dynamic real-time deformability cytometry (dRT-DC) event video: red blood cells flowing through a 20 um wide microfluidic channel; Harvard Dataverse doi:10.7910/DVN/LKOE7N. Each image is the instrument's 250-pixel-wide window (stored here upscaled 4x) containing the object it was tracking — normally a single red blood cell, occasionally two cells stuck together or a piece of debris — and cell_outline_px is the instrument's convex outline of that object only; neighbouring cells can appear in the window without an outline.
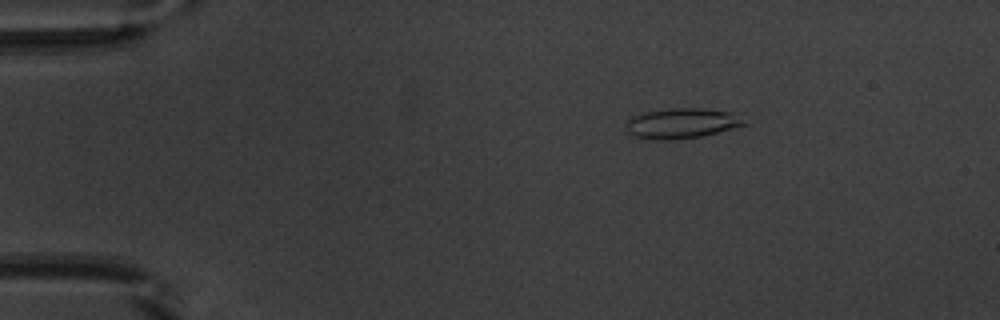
{"species": "common noctule bat (a hibernating species)", "species_latin": "Nyctalus noctula", "temperature_condition": "warm", "stored_images_in_passage": 44, "camera_frame_rate_fps": 3000, "um_per_image_px": 0.085, "animal": {"sex": "male", "body_mass_g": 20.1, "forearm_length_mm": 53.5}, "frame": {"image": 1, "passage_image": 1, "time_ms": 0.0, "image_size_px": [1000, 320], "cell_outline_px": [[748, 124], [700, 136], [664, 140], [656, 140], [636, 136], [628, 132], [628, 120], [632, 116], [644, 112], [672, 108], [700, 108], [732, 112]], "centroid_in_image_um": [57.94, 10.47], "position_along_channel_um": 27.1, "area_um2": 20.29}}
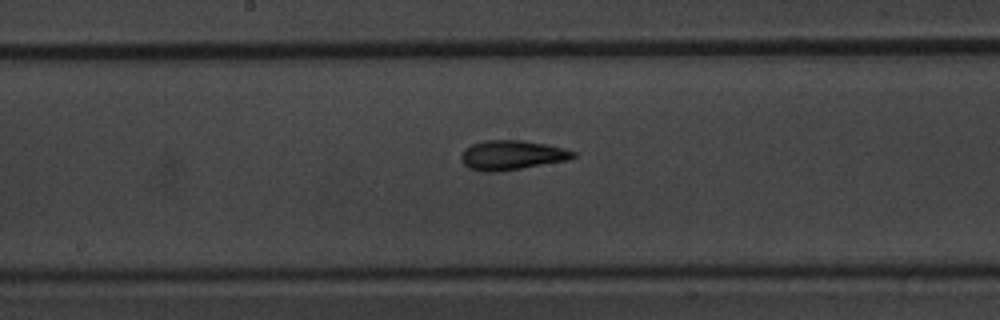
{"frame": {"image": 2, "passage_image": 20, "time_ms": 6.333, "image_size_px": [1000, 320], "cell_outline_px": [[576, 156], [568, 160], [520, 168], [492, 172], [484, 172], [468, 168], [460, 160], [460, 156], [464, 148], [472, 144], [484, 140], [524, 140], [548, 144], [564, 148], [576, 152]], "centroid_in_image_um": [43.48, 13.17], "position_along_channel_um": 204.7, "area_um2": 19.36}}
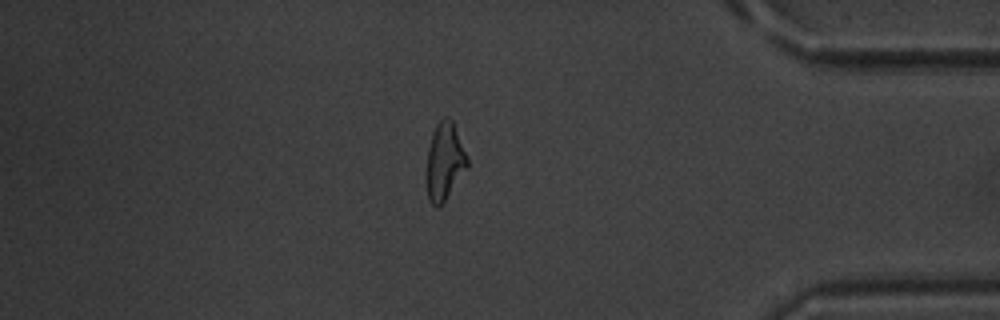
{"frame": {"image": 3, "passage_image": 37, "time_ms": 12.0, "image_size_px": [1000, 320], "cell_outline_px": [[468, 164], [440, 208], [436, 208], [428, 200], [424, 180], [424, 176], [428, 148], [432, 132], [436, 124], [444, 116], [448, 116], [452, 120], [468, 156]], "centroid_in_image_um": [37.73, 13.74], "position_along_channel_um": 397.5, "area_um2": 18.84}, "authors_computed_cell_mechanics": {"area_um2": 18.4671, "velocity_mm_per_s": 3.9141, "shape_relaxation_time_tau1_ms": 6.5868, "shape_relaxation_time_tau2_ms": 3.0257, "deformation_change_tau1": 0.2101, "deformation_change_tau2": 0.114}}